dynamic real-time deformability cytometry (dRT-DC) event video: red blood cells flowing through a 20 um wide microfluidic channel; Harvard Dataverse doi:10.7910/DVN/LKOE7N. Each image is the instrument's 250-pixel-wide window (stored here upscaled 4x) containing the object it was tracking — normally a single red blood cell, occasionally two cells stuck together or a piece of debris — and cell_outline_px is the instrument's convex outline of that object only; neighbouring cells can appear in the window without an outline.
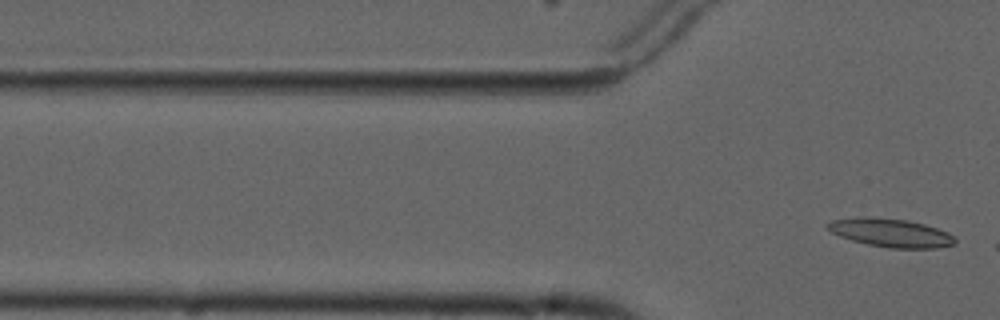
{"species": "common noctule bat (a hibernating species)", "species_latin": "Nyctalus noctula", "temperature_condition": "cold", "stored_images_in_passage": 2, "camera_frame_rate_fps": 3000, "um_per_image_px": 0.085, "animal": {"sex": "male", "forearm_length_mm": 52.5}, "frame": {"image": 1, "passage_image": 2, "time_ms": 2.0, "image_size_px": [1000, 320], "cell_outline_px": [[956, 244], [936, 248], [892, 248], [868, 244], [852, 240], [840, 236], [824, 228], [824, 224], [832, 220], [908, 220], [924, 224], [948, 232], [956, 240]], "centroid_in_image_um": [75.79, 19.84], "position_along_channel_um": 50.0, "area_um2": 20.0}}